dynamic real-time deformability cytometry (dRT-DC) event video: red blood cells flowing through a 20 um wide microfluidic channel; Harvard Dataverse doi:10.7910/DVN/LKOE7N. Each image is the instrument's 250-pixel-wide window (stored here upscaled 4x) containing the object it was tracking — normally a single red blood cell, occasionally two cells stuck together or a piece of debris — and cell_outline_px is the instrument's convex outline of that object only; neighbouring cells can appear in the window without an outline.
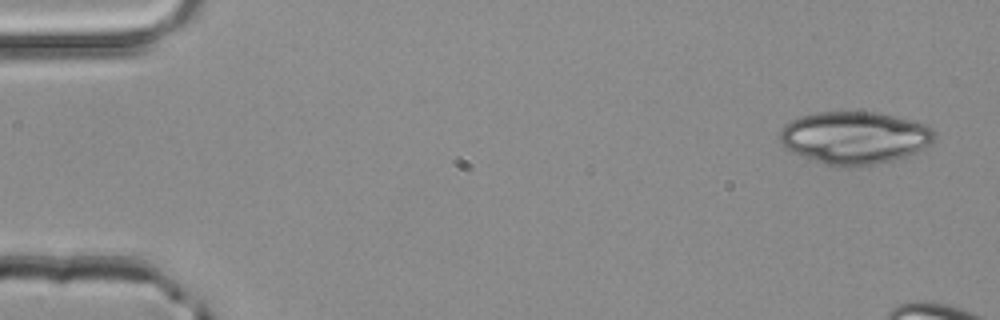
{"species": "common noctule bat (a hibernating species)", "species_latin": "Nyctalus noctula", "temperature_condition": "room temperature", "stored_images_in_passage": 6, "segment_of_instrument_passage": [1, 2], "camera_frame_rate_fps": 3000, "um_per_image_px": 0.085, "animal": {"sex": "male", "body_mass_g": 20.4}, "frame": {"image": 1, "passage_image": 1, "time_ms": 0.0, "image_size_px": [1000, 320], "cell_outline_px": [[936, 136], [932, 144], [916, 152], [892, 160], [872, 164], [824, 164], [800, 156], [784, 148], [780, 140], [780, 128], [784, 124], [800, 116], [816, 112], [880, 112], [924, 124], [932, 128], [936, 132]], "centroid_in_image_um": [72.63, 11.67], "position_along_channel_um": 12.4, "area_um2": 46.93}}